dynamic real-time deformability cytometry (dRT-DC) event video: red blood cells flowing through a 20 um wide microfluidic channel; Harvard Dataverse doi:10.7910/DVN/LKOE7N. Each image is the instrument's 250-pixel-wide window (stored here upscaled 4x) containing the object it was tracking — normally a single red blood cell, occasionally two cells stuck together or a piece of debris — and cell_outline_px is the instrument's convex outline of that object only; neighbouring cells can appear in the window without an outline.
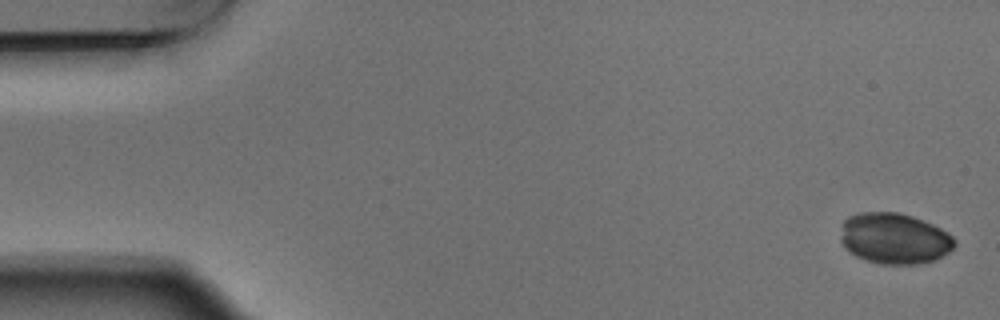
{"species": "Egyptian fruit bat (a non-hibernating species)", "species_latin": "Rousettus aegyptiacus", "temperature_condition": "warm", "stored_images_in_passage": 5, "segment_of_instrument_passage": [1, 2], "camera_frame_rate_fps": 3000, "um_per_image_px": 0.085, "animal": {"sex": "male"}, "frame": {"image": 1, "passage_image": 1, "time_ms": 0.0, "image_size_px": [1000, 320], "cell_outline_px": [[956, 244], [948, 252], [936, 260], [920, 264], [880, 264], [856, 256], [848, 252], [844, 248], [840, 240], [840, 236], [844, 220], [848, 216], [860, 212], [900, 212], [912, 216], [932, 224], [948, 232], [956, 240]], "centroid_in_image_um": [76.01, 20.27], "position_along_channel_um": 9.0, "area_um2": 34.1}}